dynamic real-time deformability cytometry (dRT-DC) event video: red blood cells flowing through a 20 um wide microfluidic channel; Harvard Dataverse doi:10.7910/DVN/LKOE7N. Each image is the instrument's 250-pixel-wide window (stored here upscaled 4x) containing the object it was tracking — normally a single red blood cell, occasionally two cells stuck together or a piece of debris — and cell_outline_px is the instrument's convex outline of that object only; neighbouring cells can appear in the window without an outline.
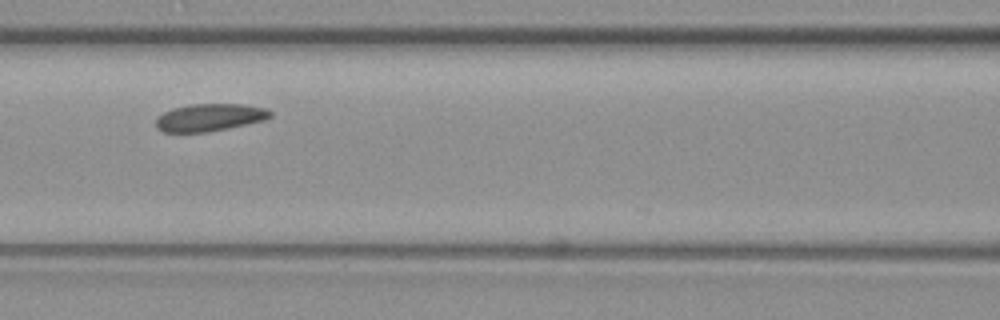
{"species": "common noctule bat (a hibernating species)", "species_latin": "Nyctalus noctula", "temperature_condition": "warm", "stored_images_in_passage": 5, "camera_frame_rate_fps": 3000, "um_per_image_px": 0.085, "animal": {"sex": "female", "body_mass_g": 19.3, "forearm_length_mm": 54.1}, "frame": {"image": 1, "passage_image": 5, "time_ms": 1.333, "image_size_px": [1000, 320], "cell_outline_px": [[272, 116], [264, 120], [228, 128], [208, 132], [164, 132], [156, 128], [156, 116], [172, 108], [188, 104], [244, 104], [268, 108], [272, 112]], "centroid_in_image_um": [17.81, 9.97], "position_along_channel_um": 148.8, "area_um2": 18.5}}